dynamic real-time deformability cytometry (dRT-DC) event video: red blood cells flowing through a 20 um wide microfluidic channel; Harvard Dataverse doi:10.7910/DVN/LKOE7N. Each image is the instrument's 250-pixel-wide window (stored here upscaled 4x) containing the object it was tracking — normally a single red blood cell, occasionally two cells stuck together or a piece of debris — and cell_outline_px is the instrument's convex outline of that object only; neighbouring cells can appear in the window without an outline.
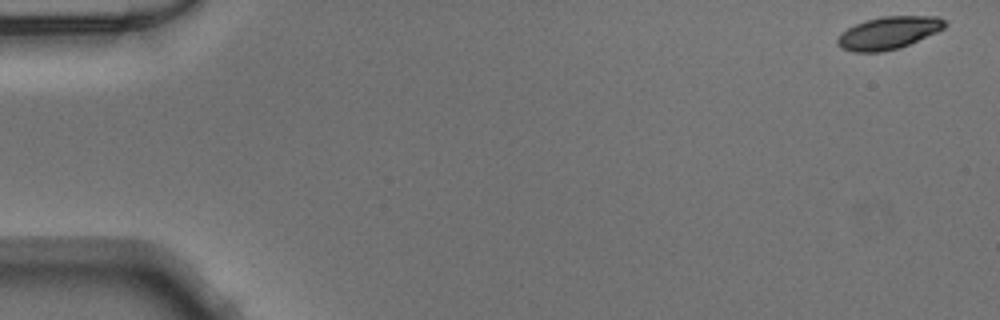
{"species": "Egyptian fruit bat (a non-hibernating species)", "species_latin": "Rousettus aegyptiacus", "temperature_condition": "warm", "stored_images_in_passage": 13, "camera_frame_rate_fps": 3000, "um_per_image_px": 0.085, "animal": {"sex": "male"}, "frame": {"image": 1, "passage_image": 1, "time_ms": 0.0, "image_size_px": [1000, 320], "cell_outline_px": [[948, 24], [944, 28], [936, 32], [900, 48], [880, 52], [852, 52], [840, 48], [836, 44], [836, 40], [848, 28], [856, 24], [868, 20], [884, 16], [940, 16]], "centroid_in_image_um": [75.54, 2.8], "position_along_channel_um": 9.5, "area_um2": 20.23}}
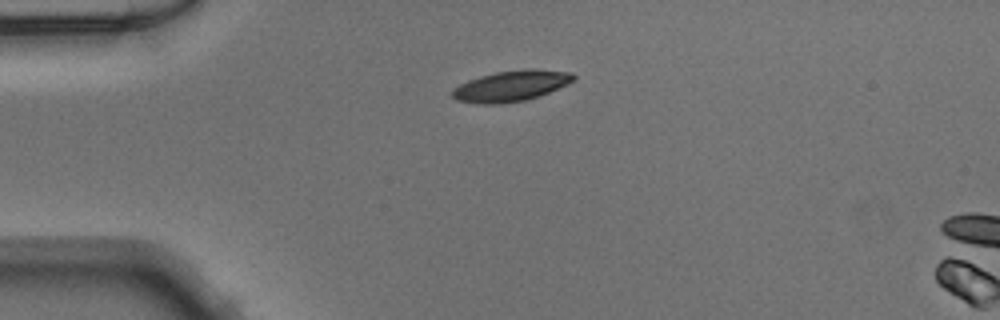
{"frame": {"image": 2, "passage_image": 12, "time_ms": 3.667, "image_size_px": [1000, 320], "cell_outline_px": [[576, 80], [568, 84], [548, 92], [524, 100], [500, 104], [480, 104], [456, 100], [452, 96], [452, 88], [468, 80], [480, 76], [496, 72], [528, 68], [532, 68], [572, 72], [576, 76]], "centroid_in_image_um": [43.45, 7.29], "position_along_channel_um": 41.6, "area_um2": 21.79}}